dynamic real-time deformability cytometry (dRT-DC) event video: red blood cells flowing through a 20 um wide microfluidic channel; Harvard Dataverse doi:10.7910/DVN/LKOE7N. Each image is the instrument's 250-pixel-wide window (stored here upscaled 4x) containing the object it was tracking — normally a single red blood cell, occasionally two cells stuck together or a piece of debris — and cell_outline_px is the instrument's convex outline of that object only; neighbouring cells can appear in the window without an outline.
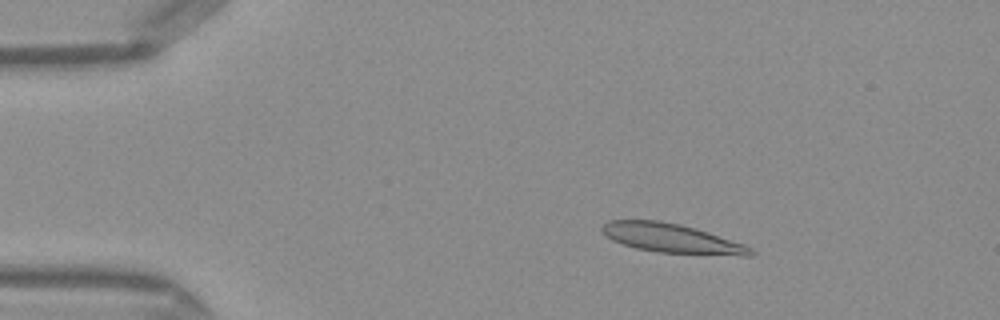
{"species": "Egyptian fruit bat (a non-hibernating species)", "species_latin": "Rousettus aegyptiacus", "temperature_condition": "warm", "stored_images_in_passage": 17, "camera_frame_rate_fps": 3000, "um_per_image_px": 0.085, "frame": {"image": 1, "passage_image": 8, "time_ms": 2.333, "image_size_px": [1000, 320], "cell_outline_px": [[756, 252], [752, 256], [740, 256], [656, 252], [636, 248], [612, 240], [600, 228], [608, 220], [660, 220], [680, 224], [696, 228], [744, 244], [752, 248]], "centroid_in_image_um": [57.14, 20.26], "position_along_channel_um": 27.9, "area_um2": 25.32}}
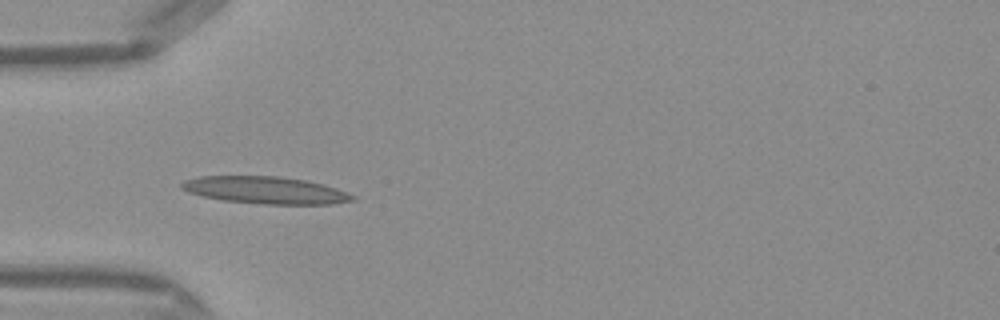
{"frame": {"image": 2, "passage_image": 15, "time_ms": 4.667, "image_size_px": [1000, 320], "cell_outline_px": [[356, 200], [332, 204], [264, 204], [224, 200], [204, 196], [188, 192], [180, 188], [180, 184], [184, 180], [200, 176], [280, 176], [308, 180], [324, 184], [336, 188], [356, 196]], "centroid_in_image_um": [22.59, 16.16], "position_along_channel_um": 62.4, "area_um2": 27.17}}